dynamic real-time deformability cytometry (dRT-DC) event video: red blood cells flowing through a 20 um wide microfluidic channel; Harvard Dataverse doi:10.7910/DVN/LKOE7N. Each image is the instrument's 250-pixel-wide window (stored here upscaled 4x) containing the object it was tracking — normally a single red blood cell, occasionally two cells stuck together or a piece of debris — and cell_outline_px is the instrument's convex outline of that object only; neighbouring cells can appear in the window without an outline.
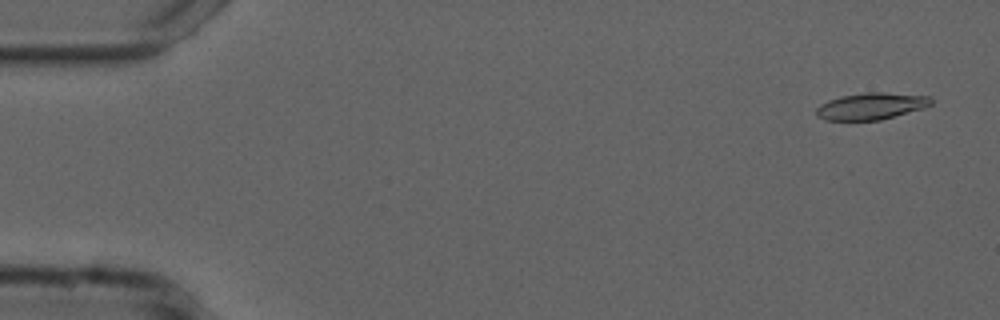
{"species": "common noctule bat (a hibernating species)", "species_latin": "Nyctalus noctula", "temperature_condition": "cold", "stored_images_in_passage": 55, "camera_frame_rate_fps": 3000, "um_per_image_px": 0.085, "animal": {"sex": "male", "forearm_length_mm": 52.5}, "frame": {"image": 1, "passage_image": 3, "time_ms": 0.667, "image_size_px": [1000, 320], "cell_outline_px": [[932, 104], [924, 108], [880, 120], [824, 120], [816, 116], [816, 108], [820, 104], [828, 100], [840, 96], [864, 92], [884, 92], [928, 96], [932, 100]], "centroid_in_image_um": [74.02, 9.02], "position_along_channel_um": 11.0, "area_um2": 17.98}}
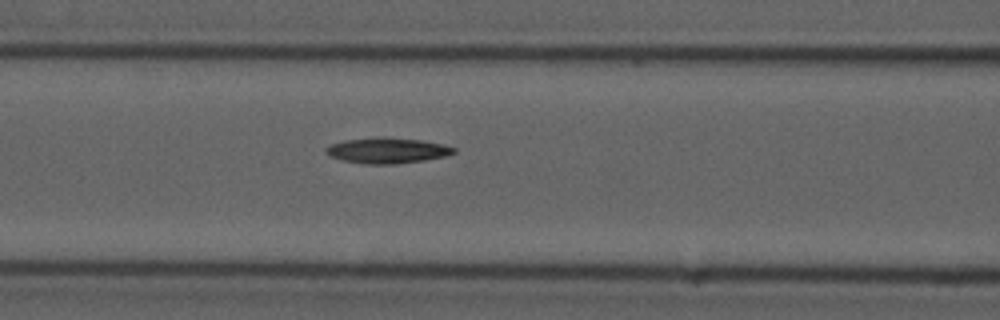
{"frame": {"image": 2, "passage_image": 23, "time_ms": 7.333, "image_size_px": [1000, 320], "cell_outline_px": [[456, 152], [444, 156], [424, 160], [396, 164], [368, 164], [344, 160], [332, 156], [324, 152], [324, 148], [332, 144], [344, 140], [384, 136], [420, 140], [444, 144], [456, 148]], "centroid_in_image_um": [32.93, 12.78], "position_along_channel_um": 133.7, "area_um2": 19.02}}
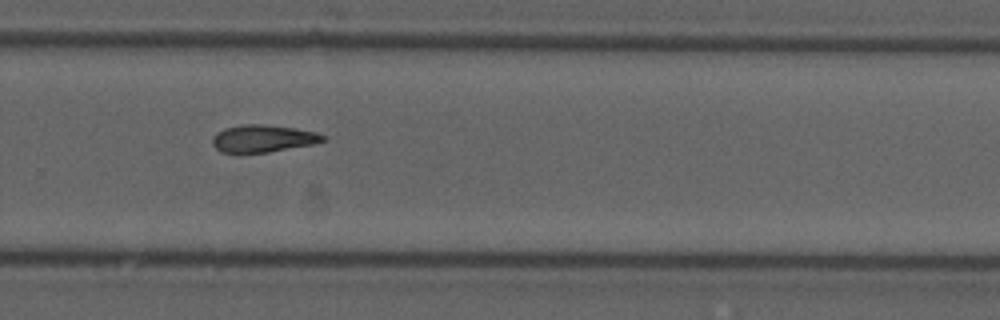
{"frame": {"image": 3, "passage_image": 37, "time_ms": 12.0, "image_size_px": [1000, 320], "cell_outline_px": [[324, 140], [312, 144], [268, 152], [220, 152], [212, 144], [212, 136], [216, 132], [224, 128], [244, 124], [260, 124], [296, 128], [316, 132], [324, 136]], "centroid_in_image_um": [22.3, 11.76], "position_along_channel_um": 307.5, "area_um2": 17.4}}